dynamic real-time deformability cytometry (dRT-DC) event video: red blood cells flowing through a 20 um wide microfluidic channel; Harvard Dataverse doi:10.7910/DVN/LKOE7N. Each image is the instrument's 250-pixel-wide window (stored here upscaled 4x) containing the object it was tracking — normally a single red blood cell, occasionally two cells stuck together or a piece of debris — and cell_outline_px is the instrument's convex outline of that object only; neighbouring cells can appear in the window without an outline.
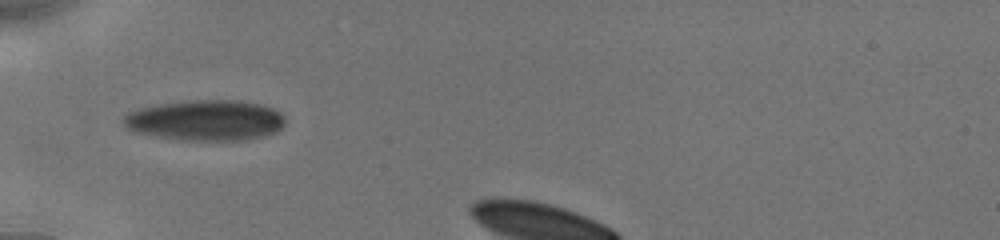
{"species": "human", "species_latin": "Homo sapiens", "temperature_condition": "cold", "stored_images_in_passage": 6, "camera_frame_rate_fps": 3000, "um_per_image_px": 0.085, "donor": {"sex": "male"}, "frame": {"image": 1, "passage_image": 1, "time_ms": 0.0, "image_size_px": [1000, 240], "cell_outline_px": [[284, 124], [276, 132], [264, 136], [244, 140], [184, 140], [156, 136], [132, 132], [124, 124], [124, 116], [128, 112], [140, 108], [160, 104], [184, 100], [240, 100], [260, 104], [272, 108], [280, 112], [284, 116]], "centroid_in_image_um": [17.48, 10.22], "position_along_channel_um": 67.5, "area_um2": 38.32}}